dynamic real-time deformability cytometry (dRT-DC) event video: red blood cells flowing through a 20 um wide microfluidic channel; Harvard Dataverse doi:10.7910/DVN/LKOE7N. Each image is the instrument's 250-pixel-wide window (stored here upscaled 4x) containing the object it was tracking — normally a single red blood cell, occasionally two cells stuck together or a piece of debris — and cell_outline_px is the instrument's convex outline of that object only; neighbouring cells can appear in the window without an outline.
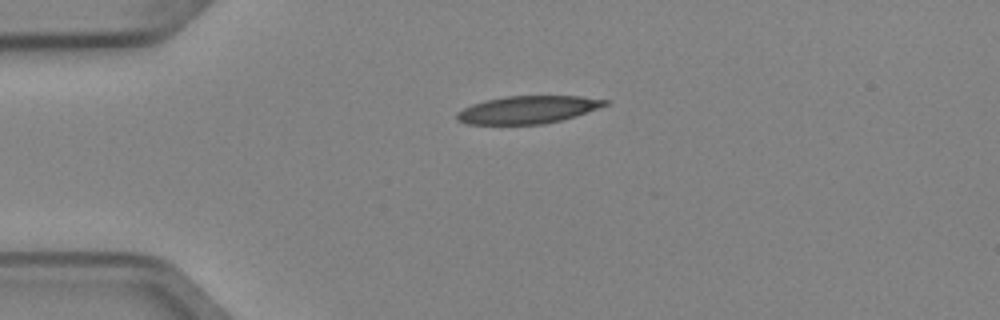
{"species": "Egyptian fruit bat (a non-hibernating species)", "species_latin": "Rousettus aegyptiacus", "temperature_condition": "cold", "stored_images_in_passage": 5, "camera_frame_rate_fps": 3000, "um_per_image_px": 0.085, "animal": {"sex": "female"}, "frame": {"image": 1, "passage_image": 5, "time_ms": 1.333, "image_size_px": [1000, 320], "cell_outline_px": [[612, 100], [608, 104], [576, 116], [544, 124], [468, 124], [456, 120], [456, 112], [472, 104], [484, 100], [504, 96], [580, 96]], "centroid_in_image_um": [44.86, 9.31], "position_along_channel_um": 40.1, "area_um2": 23.93}}